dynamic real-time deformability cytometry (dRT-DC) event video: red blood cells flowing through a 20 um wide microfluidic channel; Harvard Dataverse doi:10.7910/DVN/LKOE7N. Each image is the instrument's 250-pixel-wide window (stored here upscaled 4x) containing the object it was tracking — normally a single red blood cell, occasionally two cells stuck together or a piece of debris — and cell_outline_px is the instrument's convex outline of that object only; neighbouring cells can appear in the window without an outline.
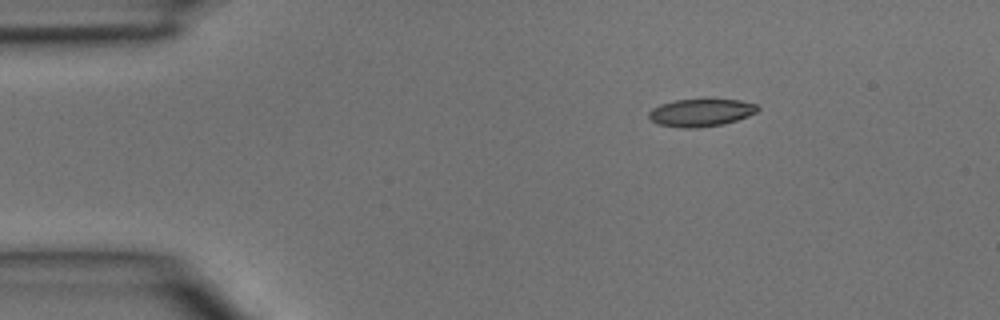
{"species": "common noctule bat (a hibernating species)", "species_latin": "Nyctalus noctula", "temperature_condition": "room temperature", "stored_images_in_passage": 3, "camera_frame_rate_fps": 3000, "um_per_image_px": 0.085, "animal": {"sex": "male", "body_mass_g": 15.6}, "frame": {"image": 1, "passage_image": 1, "time_ms": 0.0, "image_size_px": [1000, 320], "cell_outline_px": [[760, 108], [756, 112], [748, 116], [724, 124], [696, 128], [684, 128], [656, 124], [648, 116], [648, 112], [652, 108], [660, 104], [676, 100], [704, 96], [740, 100], [756, 104]], "centroid_in_image_um": [59.59, 9.52], "position_along_channel_um": 25.4, "area_um2": 18.32}}
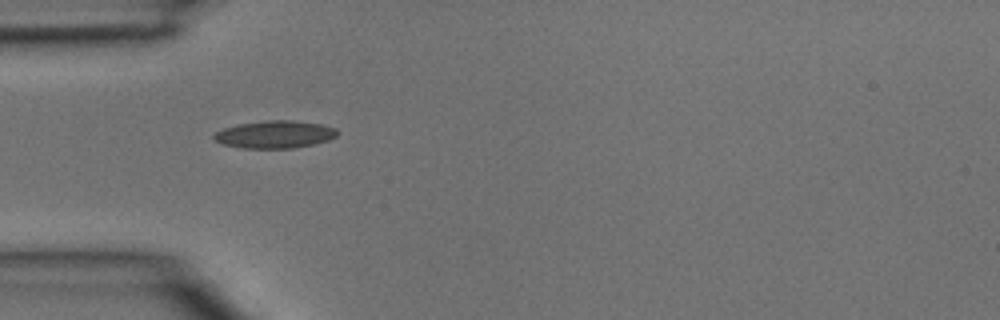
{"frame": {"image": 2, "passage_image": 3, "time_ms": 0.667, "image_size_px": [1000, 320], "cell_outline_px": [[340, 132], [336, 136], [328, 140], [312, 144], [292, 148], [244, 148], [224, 144], [216, 140], [212, 136], [216, 132], [224, 128], [236, 124], [268, 120], [292, 120], [320, 124], [336, 128]], "centroid_in_image_um": [23.37, 11.41], "position_along_channel_um": 61.6, "area_um2": 19.65}}